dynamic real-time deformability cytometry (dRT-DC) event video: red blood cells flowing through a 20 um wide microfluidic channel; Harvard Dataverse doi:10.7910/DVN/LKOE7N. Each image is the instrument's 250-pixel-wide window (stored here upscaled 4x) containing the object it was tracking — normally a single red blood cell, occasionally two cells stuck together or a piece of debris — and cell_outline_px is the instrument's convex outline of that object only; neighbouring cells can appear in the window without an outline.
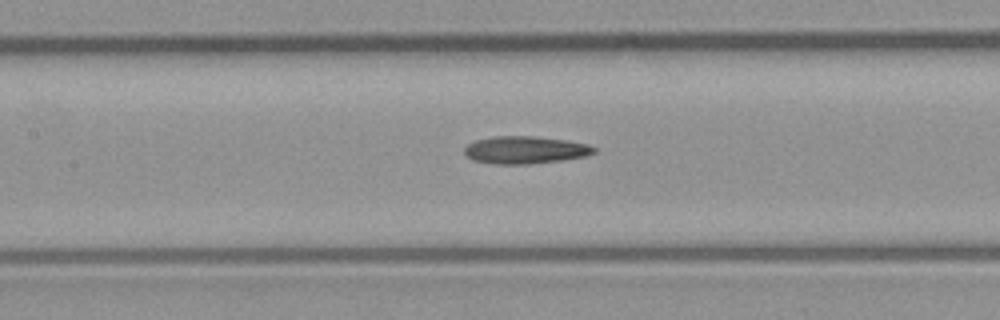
{"species": "common noctule bat (a hibernating species)", "species_latin": "Nyctalus noctula", "temperature_condition": "room temperature", "stored_images_in_passage": 9, "camera_frame_rate_fps": 3000, "um_per_image_px": 0.085, "animal": {"sex": "male", "body_mass_g": 23.1, "forearm_length_mm": 52.7}, "frame": {"image": 1, "passage_image": 9, "time_ms": 10.0, "image_size_px": [1000, 320], "cell_outline_px": [[596, 152], [588, 156], [560, 160], [528, 164], [496, 164], [472, 160], [464, 152], [464, 148], [468, 144], [476, 140], [492, 136], [532, 136], [564, 140], [588, 144], [596, 148]], "centroid_in_image_um": [44.64, 12.74], "position_along_channel_um": 162.8, "area_um2": 20.69}}